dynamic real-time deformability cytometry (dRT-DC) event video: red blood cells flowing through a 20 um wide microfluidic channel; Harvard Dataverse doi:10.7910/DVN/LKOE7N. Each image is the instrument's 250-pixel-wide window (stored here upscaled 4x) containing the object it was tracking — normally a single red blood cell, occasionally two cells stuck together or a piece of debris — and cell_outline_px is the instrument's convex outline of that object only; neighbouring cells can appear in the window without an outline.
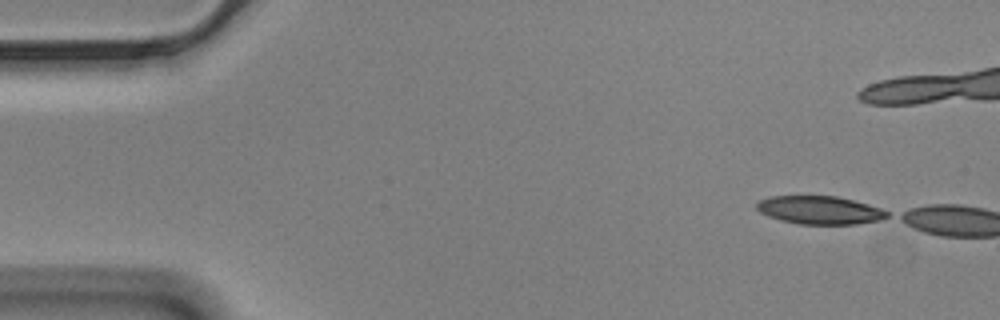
{"species": "Egyptian fruit bat (a non-hibernating species)", "species_latin": "Rousettus aegyptiacus", "temperature_condition": "cold", "stored_images_in_passage": 1, "camera_frame_rate_fps": 3000, "um_per_image_px": 0.085, "animal": {"sex": "male"}, "frame": {"image": 1, "passage_image": 1, "time_ms": 0.0, "image_size_px": [1000, 320], "cell_outline_px": [[888, 216], [880, 220], [856, 224], [800, 224], [780, 220], [768, 216], [760, 212], [756, 208], [756, 204], [760, 200], [768, 196], [836, 196], [868, 204], [880, 208], [888, 212]], "centroid_in_image_um": [69.65, 17.86], "position_along_channel_um": 15.3, "area_um2": 21.33}}